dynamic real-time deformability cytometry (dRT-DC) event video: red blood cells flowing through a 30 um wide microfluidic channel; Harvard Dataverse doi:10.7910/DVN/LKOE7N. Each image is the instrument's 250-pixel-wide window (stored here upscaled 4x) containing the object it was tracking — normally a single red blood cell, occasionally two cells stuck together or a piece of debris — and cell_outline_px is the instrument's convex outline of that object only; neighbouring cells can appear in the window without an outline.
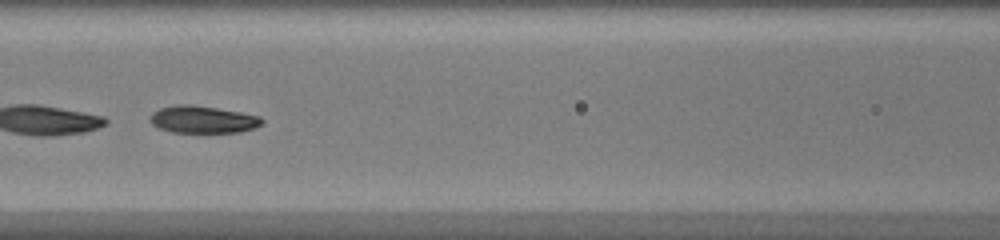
{"species": "common noctule bat (a hibernating species)", "species_latin": "Nyctalus noctula", "temperature_condition": "warm", "stored_images_in_passage": 39, "camera_frame_rate_fps": 3000, "um_per_image_px": 0.085, "animal": {"sex": "female", "body_mass_g": 20.0, "forearm_length_mm": 54.0}, "frame": {"image": 1, "passage_image": 20, "time_ms": 6.333, "image_size_px": [1000, 240], "cell_outline_px": [[264, 120], [256, 128], [240, 132], [172, 132], [160, 128], [152, 124], [148, 120], [152, 112], [160, 108], [176, 104], [192, 104], [240, 112], [260, 116]], "centroid_in_image_um": [17.22, 10.15], "position_along_channel_um": 149.4, "area_um2": 17.8}}
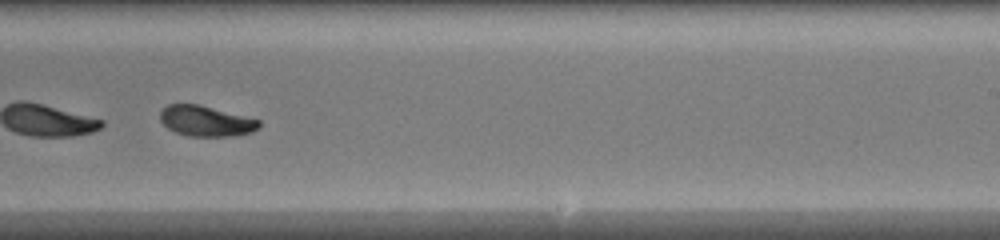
{"frame": {"image": 2, "passage_image": 28, "time_ms": 9.0, "image_size_px": [1000, 240], "cell_outline_px": [[260, 128], [252, 132], [236, 136], [188, 136], [176, 132], [168, 128], [160, 120], [160, 112], [168, 104], [200, 104], [260, 120]], "centroid_in_image_um": [17.53, 10.29], "position_along_channel_um": 271.5, "area_um2": 17.63}}
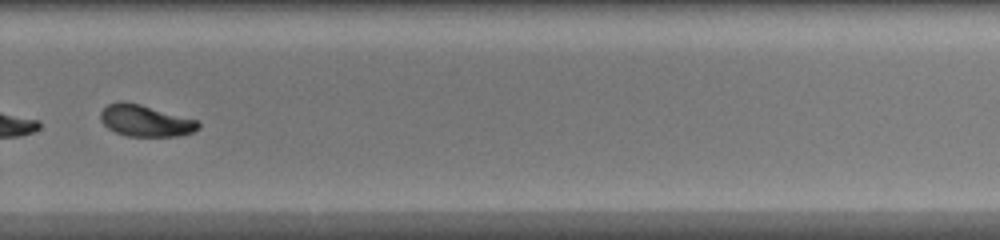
{"frame": {"image": 3, "passage_image": 31, "time_ms": 10.0, "image_size_px": [1000, 240], "cell_outline_px": [[200, 128], [192, 132], [176, 136], [128, 136], [116, 132], [108, 128], [100, 120], [100, 112], [108, 104], [120, 100], [140, 104], [200, 120]], "centroid_in_image_um": [12.38, 10.25], "position_along_channel_um": 317.4, "area_um2": 18.09}}